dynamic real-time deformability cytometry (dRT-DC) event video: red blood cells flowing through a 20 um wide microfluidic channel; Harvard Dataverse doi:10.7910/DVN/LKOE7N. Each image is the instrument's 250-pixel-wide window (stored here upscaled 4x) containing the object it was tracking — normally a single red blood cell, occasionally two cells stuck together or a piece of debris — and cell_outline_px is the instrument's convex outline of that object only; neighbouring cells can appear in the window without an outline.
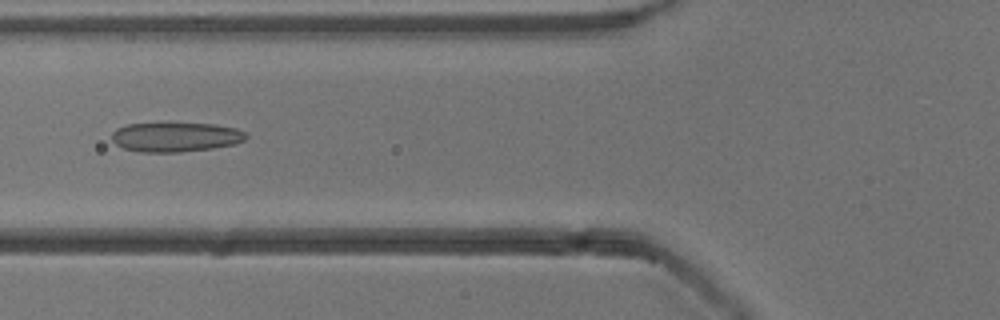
{"species": "common noctule bat (a hibernating species)", "species_latin": "Nyctalus noctula", "temperature_condition": "cold", "stored_images_in_passage": 48, "camera_frame_rate_fps": 3000, "um_per_image_px": 0.085, "animal": {"sex": "male", "body_mass_g": 13.3}, "frame": {"image": 1, "passage_image": 15, "time_ms": 4.667, "image_size_px": [1000, 320], "cell_outline_px": [[248, 136], [244, 140], [236, 144], [212, 148], [180, 152], [140, 152], [124, 148], [116, 144], [112, 140], [112, 132], [116, 128], [128, 124], [168, 120], [216, 124], [236, 128], [244, 132]], "centroid_in_image_um": [14.91, 11.59], "position_along_channel_um": 110.9, "area_um2": 24.16}}
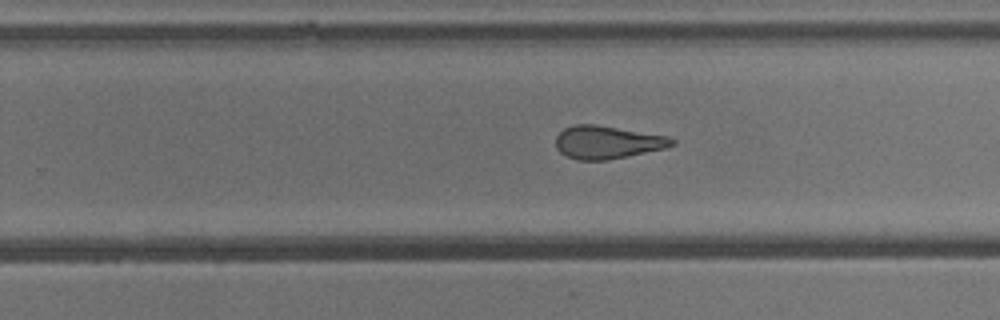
{"frame": {"image": 2, "passage_image": 28, "time_ms": 9.0, "image_size_px": [1000, 320], "cell_outline_px": [[676, 144], [664, 148], [628, 156], [608, 160], [576, 160], [560, 152], [556, 148], [556, 136], [564, 128], [576, 124], [596, 124], [668, 136], [676, 140]], "centroid_in_image_um": [51.62, 12.09], "position_along_channel_um": 278.2, "area_um2": 22.31}}
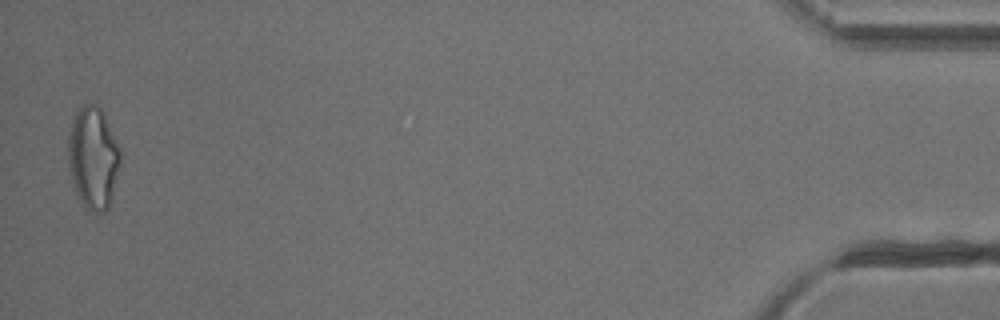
{"frame": {"image": 3, "passage_image": 47, "time_ms": 15.333, "image_size_px": [1000, 320], "cell_outline_px": [[120, 164], [112, 200], [108, 208], [104, 212], [88, 212], [80, 200], [76, 192], [72, 180], [68, 164], [68, 136], [72, 116], [84, 104], [92, 104], [100, 108], [104, 112], [120, 148]], "centroid_in_image_um": [7.92, 13.42], "position_along_channel_um": 427.3, "area_um2": 31.39}, "authors_computed_cell_mechanics": {"area_um2": 24.565, "velocity_mm_per_s": 3.852, "shape_relaxation_time_tau1_ms": null, "shape_relaxation_time_tau2_ms": 2.0382, "deformation_change_tau1": null, "deformation_change_tau2": 0.1149}}